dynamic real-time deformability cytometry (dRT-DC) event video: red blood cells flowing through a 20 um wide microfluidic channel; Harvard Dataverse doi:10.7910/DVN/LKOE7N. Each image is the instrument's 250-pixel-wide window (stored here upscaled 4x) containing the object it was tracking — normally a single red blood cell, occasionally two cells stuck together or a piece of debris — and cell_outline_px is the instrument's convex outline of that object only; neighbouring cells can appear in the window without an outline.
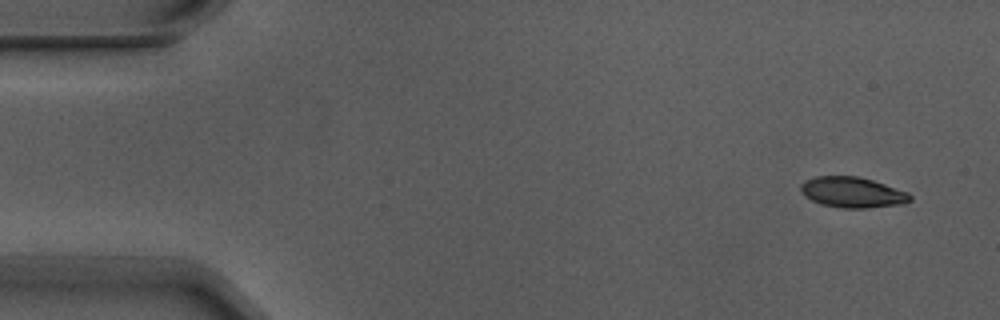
{"species": "Egyptian fruit bat (a non-hibernating species)", "species_latin": "Rousettus aegyptiacus", "temperature_condition": "warm", "stored_images_in_passage": 3, "camera_frame_rate_fps": 3000, "um_per_image_px": 0.085, "animal": {"sex": "male"}, "frame": {"image": 1, "passage_image": 1, "time_ms": 0.0, "image_size_px": [1000, 320], "cell_outline_px": [[912, 200], [904, 204], [864, 208], [840, 208], [820, 204], [804, 196], [800, 188], [800, 184], [804, 180], [816, 176], [856, 176], [872, 180], [908, 192], [912, 196]], "centroid_in_image_um": [72.44, 16.35], "position_along_channel_um": 12.6, "area_um2": 19.59}}